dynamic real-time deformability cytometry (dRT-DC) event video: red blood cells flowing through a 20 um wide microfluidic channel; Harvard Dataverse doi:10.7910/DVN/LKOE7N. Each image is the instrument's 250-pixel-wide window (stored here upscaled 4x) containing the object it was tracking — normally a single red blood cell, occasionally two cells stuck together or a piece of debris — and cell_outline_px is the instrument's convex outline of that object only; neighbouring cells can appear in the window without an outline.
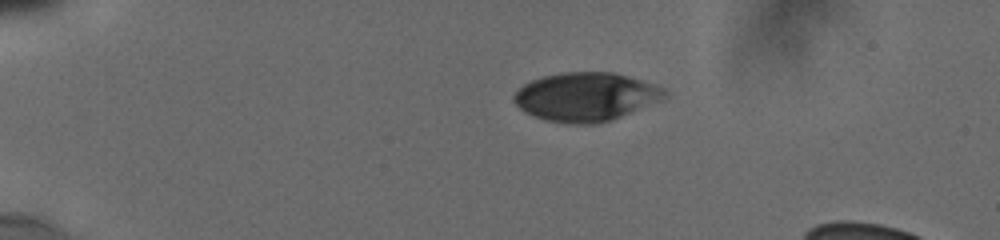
{"species": "human", "species_latin": "Homo sapiens", "temperature_condition": "cold", "stored_images_in_passage": 37, "segment_of_instrument_passage": [1, 2], "camera_frame_rate_fps": 3000, "um_per_image_px": 0.085, "donor": {"sex": "male"}, "frame": {"image": 1, "passage_image": 6, "time_ms": 4.333, "image_size_px": [1000, 240], "cell_outline_px": [[668, 96], [664, 100], [620, 116], [596, 124], [572, 124], [548, 120], [524, 112], [512, 100], [512, 96], [524, 84], [532, 80], [544, 76], [560, 72], [612, 72], [656, 84], [664, 88], [668, 92]], "centroid_in_image_um": [49.83, 8.22], "position_along_channel_um": 35.2, "area_um2": 42.66}}
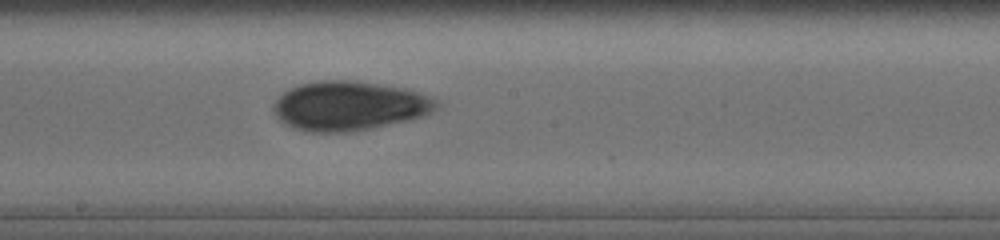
{"frame": {"image": 2, "passage_image": 20, "time_ms": 11.0, "image_size_px": [1000, 240], "cell_outline_px": [[440, 104], [432, 112], [424, 116], [408, 120], [372, 128], [352, 132], [308, 132], [284, 124], [272, 112], [272, 104], [284, 92], [300, 84], [320, 80], [348, 80], [404, 88], [416, 92], [436, 100]], "centroid_in_image_um": [29.65, 9.01], "position_along_channel_um": 218.6, "area_um2": 46.59}}
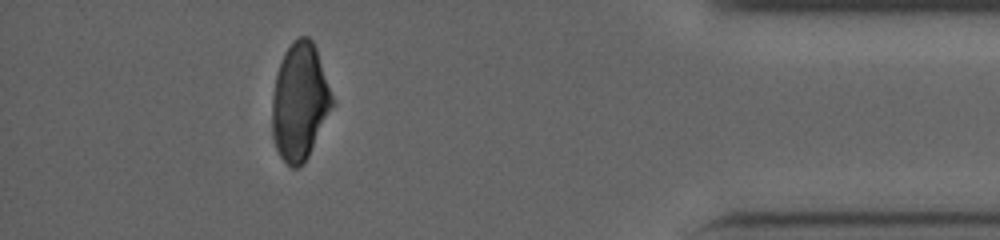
{"frame": {"image": 3, "passage_image": 33, "time_ms": 17.0, "image_size_px": [1000, 240], "cell_outline_px": [[332, 104], [308, 156], [304, 164], [300, 168], [292, 168], [280, 156], [276, 148], [272, 136], [272, 92], [280, 60], [284, 52], [292, 40], [300, 36], [308, 36], [312, 40], [316, 48], [332, 96]], "centroid_in_image_um": [25.43, 8.62], "position_along_channel_um": 409.8, "area_um2": 40.58}}